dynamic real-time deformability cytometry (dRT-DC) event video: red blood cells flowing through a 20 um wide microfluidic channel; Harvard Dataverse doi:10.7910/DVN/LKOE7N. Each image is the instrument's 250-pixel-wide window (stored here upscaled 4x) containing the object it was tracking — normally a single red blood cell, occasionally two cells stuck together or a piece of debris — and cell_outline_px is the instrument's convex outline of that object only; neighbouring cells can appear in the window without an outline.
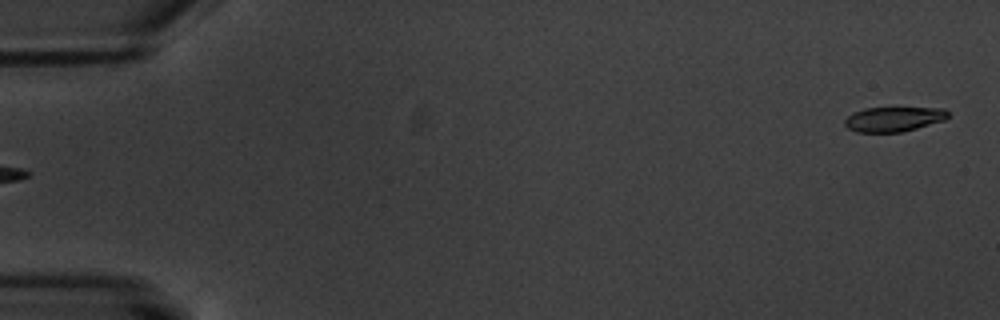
{"species": "common noctule bat (a hibernating species)", "species_latin": "Nyctalus noctula", "temperature_condition": "warm", "stored_images_in_passage": 7, "segment_of_instrument_passage": [2, 2], "camera_frame_rate_fps": 3000, "um_per_image_px": 0.085, "animal": {"sex": "male", "body_mass_g": 20.1, "forearm_length_mm": 53.5}, "frame": {"image": 1, "passage_image": 7, "time_ms": 7.0, "image_size_px": [1000, 320], "cell_outline_px": [[948, 116], [944, 120], [916, 128], [900, 132], [856, 132], [848, 128], [844, 124], [844, 120], [852, 112], [864, 108], [944, 108], [948, 112]], "centroid_in_image_um": [75.92, 10.12], "position_along_channel_um": 9.1, "area_um2": 14.8}}